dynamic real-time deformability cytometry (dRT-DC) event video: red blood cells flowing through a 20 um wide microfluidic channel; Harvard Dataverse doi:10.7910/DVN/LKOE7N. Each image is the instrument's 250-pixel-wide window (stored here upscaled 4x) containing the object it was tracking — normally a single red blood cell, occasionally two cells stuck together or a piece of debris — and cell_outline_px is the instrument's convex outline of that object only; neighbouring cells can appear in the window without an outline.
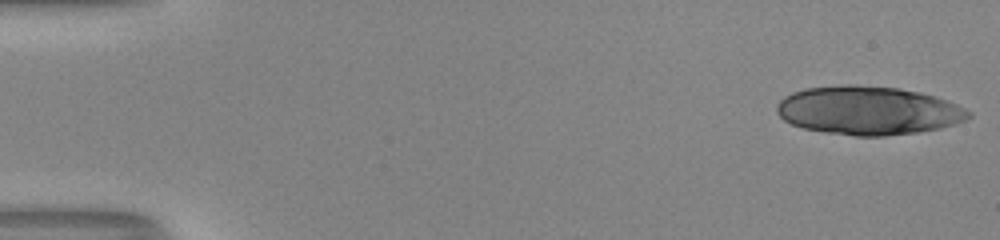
{"species": "human", "species_latin": "Homo sapiens", "temperature_condition": "room temperature", "stored_images_in_passage": 16, "camera_frame_rate_fps": 3000, "um_per_image_px": 0.085, "donor": {"sex": "male"}, "frame": {"image": 1, "passage_image": 1, "time_ms": 0.0, "image_size_px": [1000, 240], "cell_outline_px": [[972, 116], [968, 120], [956, 124], [940, 128], [916, 132], [884, 136], [856, 136], [824, 132], [804, 128], [792, 124], [784, 120], [776, 112], [776, 104], [784, 96], [792, 92], [804, 88], [840, 84], [856, 84], [900, 88], [920, 92], [936, 96], [948, 100], [972, 112]], "centroid_in_image_um": [73.81, 9.38], "position_along_channel_um": 11.2, "area_um2": 54.85}}